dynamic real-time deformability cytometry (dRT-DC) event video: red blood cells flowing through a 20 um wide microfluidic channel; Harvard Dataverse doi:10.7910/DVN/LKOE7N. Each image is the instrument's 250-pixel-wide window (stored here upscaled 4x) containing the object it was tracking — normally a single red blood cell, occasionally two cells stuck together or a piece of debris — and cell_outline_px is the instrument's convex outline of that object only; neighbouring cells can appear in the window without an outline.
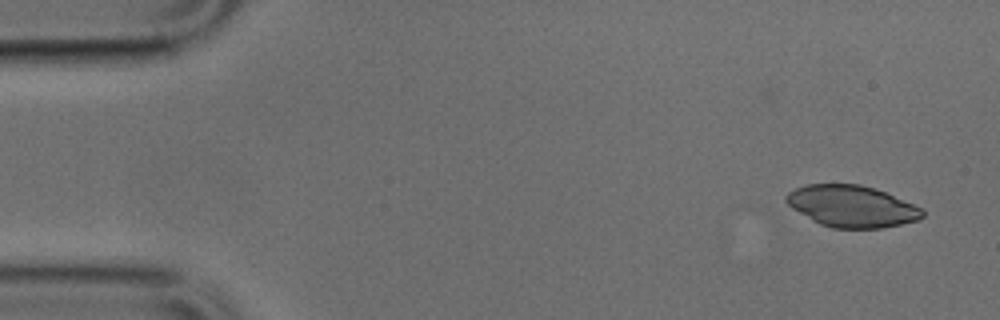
{"species": "common noctule bat (a hibernating species)", "species_latin": "Nyctalus noctula", "temperature_condition": "cold", "stored_images_in_passage": 4, "camera_frame_rate_fps": 3000, "um_per_image_px": 0.085, "animal": {"sex": "male", "body_mass_g": 17.9, "forearm_length_mm": 54.2}, "frame": {"image": 1, "passage_image": 1, "time_ms": 0.0, "image_size_px": [1000, 320], "cell_outline_px": [[924, 216], [916, 220], [900, 224], [880, 228], [832, 228], [820, 224], [812, 220], [792, 208], [784, 200], [784, 196], [788, 192], [796, 188], [808, 184], [860, 184], [884, 192], [912, 204], [920, 208], [924, 212]], "centroid_in_image_um": [72.34, 17.53], "position_along_channel_um": 12.7, "area_um2": 32.66}}